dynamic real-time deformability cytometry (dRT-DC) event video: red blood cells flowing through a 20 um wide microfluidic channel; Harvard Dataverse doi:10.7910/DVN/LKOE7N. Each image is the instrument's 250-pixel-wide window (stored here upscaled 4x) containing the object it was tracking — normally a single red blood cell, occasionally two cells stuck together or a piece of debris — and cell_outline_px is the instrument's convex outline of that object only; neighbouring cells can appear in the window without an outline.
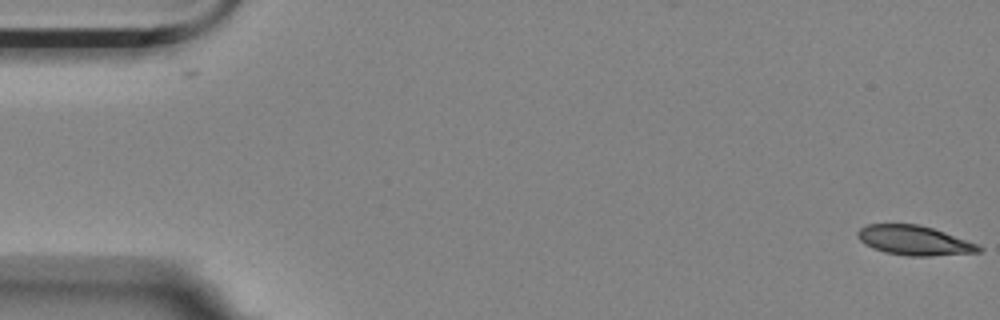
{"species": "Egyptian fruit bat (a non-hibernating species)", "species_latin": "Rousettus aegyptiacus", "temperature_condition": "room temperature", "stored_images_in_passage": 3, "segment_of_instrument_passage": [2, 2], "camera_frame_rate_fps": 3000, "um_per_image_px": 0.085, "animal": {"sex": "female"}, "frame": {"image": 1, "passage_image": 3, "time_ms": 0.667, "image_size_px": [1000, 320], "cell_outline_px": [[984, 248], [980, 252], [928, 256], [908, 256], [884, 252], [872, 248], [864, 244], [856, 236], [856, 232], [860, 228], [868, 224], [920, 224], [944, 232], [976, 244]], "centroid_in_image_um": [77.66, 20.44], "position_along_channel_um": 7.3, "area_um2": 20.81}}